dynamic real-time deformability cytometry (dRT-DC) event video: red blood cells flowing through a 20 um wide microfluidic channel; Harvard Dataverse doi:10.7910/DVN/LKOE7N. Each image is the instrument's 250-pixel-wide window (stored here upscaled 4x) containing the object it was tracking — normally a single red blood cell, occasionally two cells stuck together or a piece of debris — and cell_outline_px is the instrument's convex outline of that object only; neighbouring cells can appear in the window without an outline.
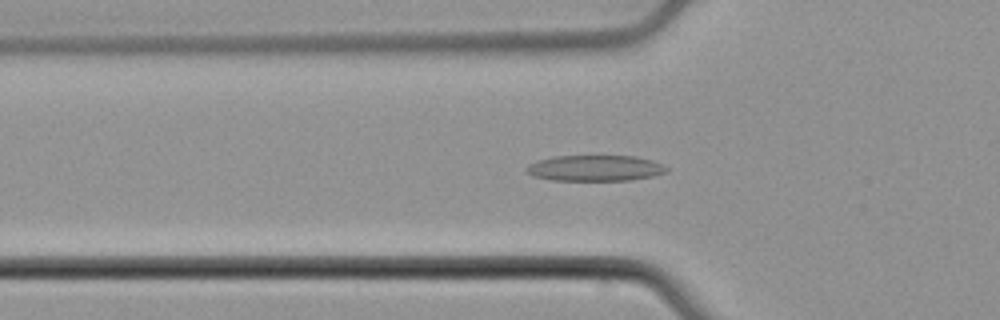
{"species": "common noctule bat (a hibernating species)", "species_latin": "Nyctalus noctula", "temperature_condition": "cold", "stored_images_in_passage": 46, "camera_frame_rate_fps": 3000, "um_per_image_px": 0.085, "animal": {"sex": "male", "body_mass_g": 21.5, "forearm_length_mm": 52.0}, "frame": {"image": 1, "passage_image": 14, "time_ms": 4.333, "image_size_px": [1000, 320], "cell_outline_px": [[668, 172], [652, 176], [632, 180], [552, 180], [532, 176], [524, 172], [524, 168], [528, 164], [536, 160], [552, 156], [636, 156], [652, 160], [668, 168]], "centroid_in_image_um": [50.52, 14.29], "position_along_channel_um": 75.3, "area_um2": 21.33}}
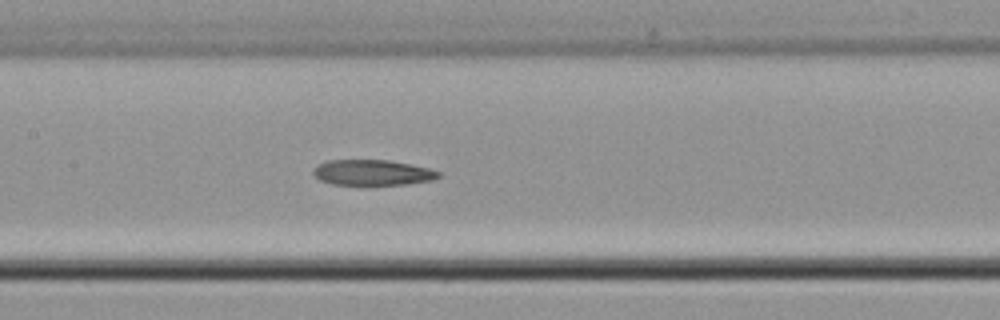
{"frame": {"image": 2, "passage_image": 22, "time_ms": 7.0, "image_size_px": [1000, 320], "cell_outline_px": [[440, 176], [432, 180], [408, 184], [332, 184], [320, 180], [312, 172], [316, 164], [328, 160], [388, 160], [412, 164], [428, 168], [440, 172]], "centroid_in_image_um": [31.65, 14.65], "position_along_channel_um": 175.8, "area_um2": 18.55}}
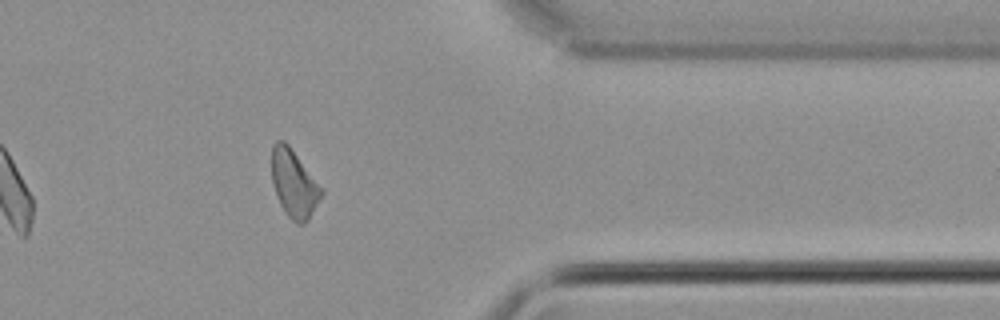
{"frame": {"image": 3, "passage_image": 40, "time_ms": 13.0, "image_size_px": [1000, 320], "cell_outline_px": [[324, 192], [308, 220], [304, 224], [296, 224], [284, 212], [276, 196], [272, 180], [272, 144], [276, 140], [284, 140], [288, 144], [324, 188]], "centroid_in_image_um": [25.0, 15.61], "position_along_channel_um": 386.4, "area_um2": 19.83}}